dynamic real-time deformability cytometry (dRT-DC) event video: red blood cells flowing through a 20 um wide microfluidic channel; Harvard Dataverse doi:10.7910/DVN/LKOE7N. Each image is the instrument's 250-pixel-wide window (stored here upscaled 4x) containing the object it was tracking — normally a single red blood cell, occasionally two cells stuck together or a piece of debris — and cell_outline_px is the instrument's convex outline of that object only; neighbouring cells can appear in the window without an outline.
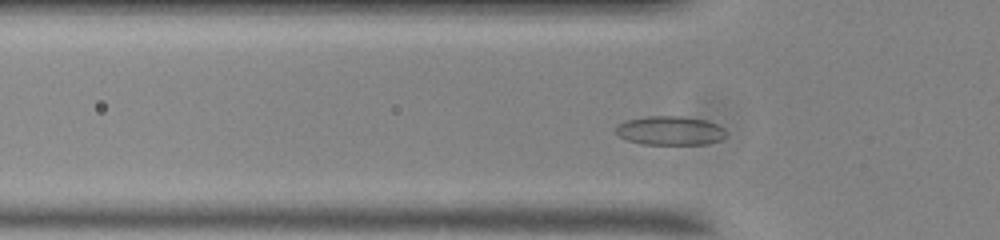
{"species": "common noctule bat (a hibernating species)", "species_latin": "Nyctalus noctula", "temperature_condition": "room temperature", "stored_images_in_passage": 48, "camera_frame_rate_fps": 3000, "um_per_image_px": 0.085, "animal": {"sex": "male", "body_mass_g": 20.0, "forearm_length_mm": 53.3}, "frame": {"image": 1, "passage_image": 10, "time_ms": 3.0, "image_size_px": [1000, 240], "cell_outline_px": [[724, 136], [720, 140], [708, 144], [644, 144], [628, 140], [620, 136], [616, 132], [616, 124], [624, 120], [648, 116], [680, 116], [708, 120], [724, 128]], "centroid_in_image_um": [56.94, 11.09], "position_along_channel_um": 68.9, "area_um2": 18.61}}
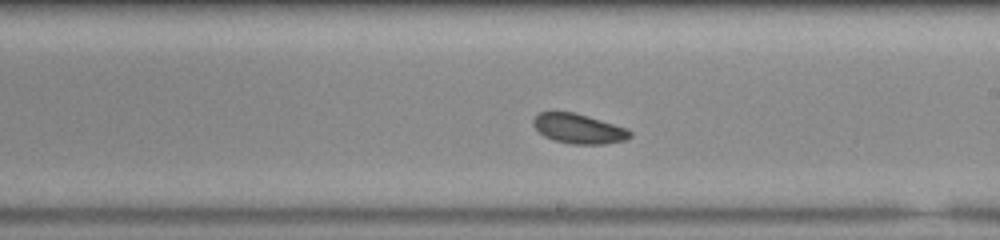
{"frame": {"image": 2, "passage_image": 24, "time_ms": 7.667, "image_size_px": [1000, 240], "cell_outline_px": [[632, 136], [624, 140], [604, 144], [572, 144], [556, 140], [544, 136], [532, 124], [532, 120], [540, 112], [576, 112], [628, 128], [632, 132]], "centroid_in_image_um": [49.21, 10.93], "position_along_channel_um": 239.8, "area_um2": 16.76}}
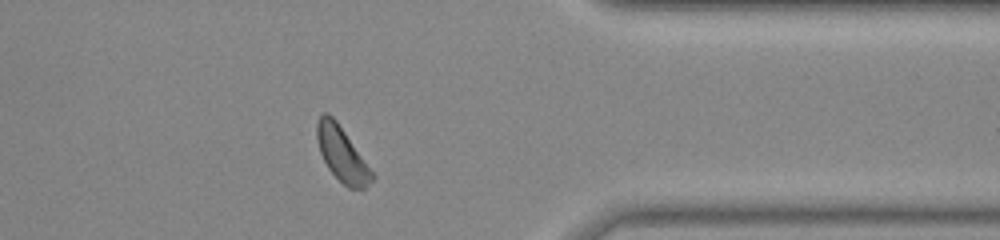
{"frame": {"image": 3, "passage_image": 37, "time_ms": 12.0, "image_size_px": [1000, 240], "cell_outline_px": [[376, 176], [364, 188], [348, 188], [328, 168], [320, 152], [316, 140], [316, 124], [320, 116], [324, 112], [328, 112], [336, 120]], "centroid_in_image_um": [29.05, 13.08], "position_along_channel_um": 382.4, "area_um2": 17.22}, "authors_computed_cell_mechanics": {"area_um2": 17.2244, "velocity_mm_per_s": 3.66, "shape_relaxation_time_tau1_ms": 2.8793, "shape_relaxation_time_tau2_ms": 5.6431, "deformation_change_tau1": 0.0411, "deformation_change_tau2": 0.0844}}